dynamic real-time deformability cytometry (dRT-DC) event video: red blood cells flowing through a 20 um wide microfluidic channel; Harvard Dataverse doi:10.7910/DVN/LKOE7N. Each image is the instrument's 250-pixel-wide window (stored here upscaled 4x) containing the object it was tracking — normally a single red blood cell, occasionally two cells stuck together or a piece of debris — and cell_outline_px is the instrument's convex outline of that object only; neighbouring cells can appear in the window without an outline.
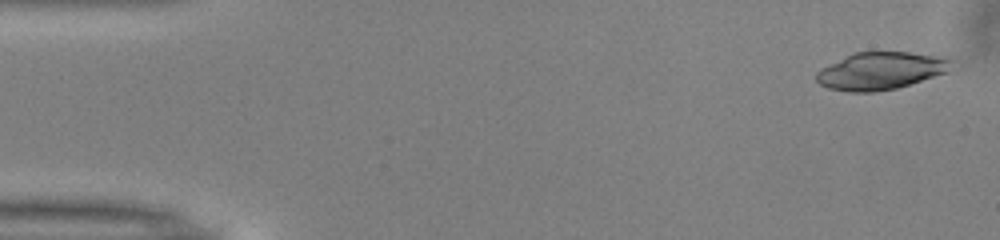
{"species": "common noctule bat (a hibernating species)", "species_latin": "Nyctalus noctula", "temperature_condition": "warm", "stored_images_in_passage": 48, "camera_frame_rate_fps": 3000, "um_per_image_px": 0.085, "animal": {"sex": "male", "body_mass_g": 13.0, "forearm_length_mm": 53.1}, "frame": {"image": 1, "passage_image": 2, "time_ms": 0.333, "image_size_px": [1000, 240], "cell_outline_px": [[956, 60], [948, 72], [896, 88], [872, 92], [848, 92], [828, 88], [820, 84], [816, 80], [816, 72], [820, 68], [852, 52], [908, 52], [936, 56]], "centroid_in_image_um": [74.84, 6.02], "position_along_channel_um": 10.2, "area_um2": 29.54}}